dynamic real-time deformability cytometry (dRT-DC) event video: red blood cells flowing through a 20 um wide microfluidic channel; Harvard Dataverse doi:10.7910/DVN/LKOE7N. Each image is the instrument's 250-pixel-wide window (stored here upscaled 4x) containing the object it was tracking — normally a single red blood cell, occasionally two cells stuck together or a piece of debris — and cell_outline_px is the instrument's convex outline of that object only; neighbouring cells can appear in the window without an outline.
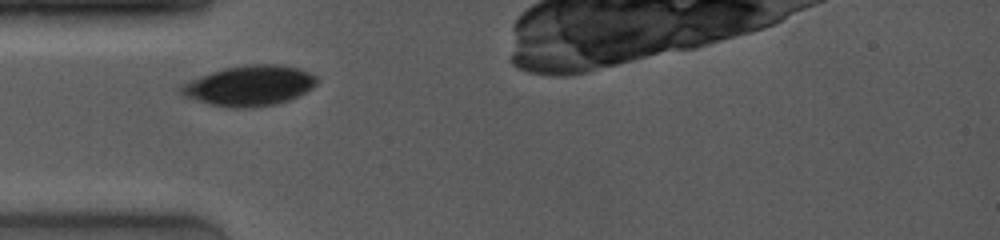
{"species": "common noctule bat (a hibernating species)", "species_latin": "Nyctalus noctula", "temperature_condition": "room temperature", "stored_images_in_passage": 5, "camera_frame_rate_fps": 4000, "um_per_image_px": 0.085, "animal": {"sex": "female", "body_mass_g": 19.0, "forearm_length_mm": 53.3}, "frame": {"image": 1, "passage_image": 1, "time_ms": 0.0, "image_size_px": [1000, 240], "cell_outline_px": [[316, 84], [312, 88], [288, 100], [276, 104], [252, 108], [228, 108], [212, 104], [184, 96], [180, 92], [180, 84], [212, 72], [224, 68], [256, 64], [276, 64], [296, 68], [308, 72], [316, 76]], "centroid_in_image_um": [21.19, 7.29], "position_along_channel_um": 63.8, "area_um2": 31.44}}